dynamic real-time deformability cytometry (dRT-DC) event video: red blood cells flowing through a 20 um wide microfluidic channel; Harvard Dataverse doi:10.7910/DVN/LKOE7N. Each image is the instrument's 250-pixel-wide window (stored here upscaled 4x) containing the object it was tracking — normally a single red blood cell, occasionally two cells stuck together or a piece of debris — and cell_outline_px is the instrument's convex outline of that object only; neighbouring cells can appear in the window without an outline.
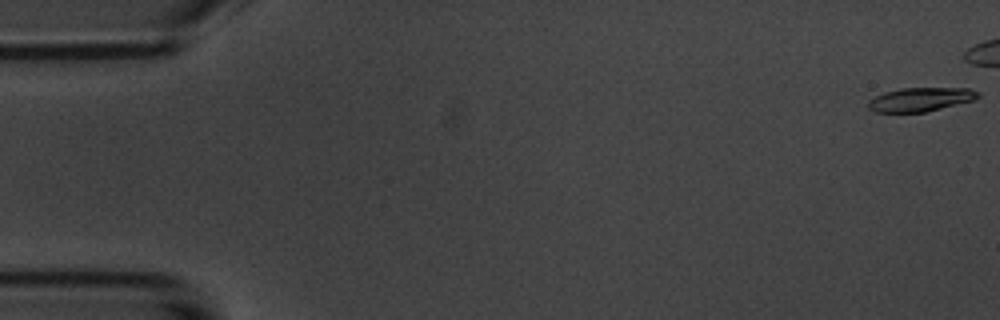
{"species": "common noctule bat (a hibernating species)", "species_latin": "Nyctalus noctula", "temperature_condition": "room temperature", "stored_images_in_passage": 6, "camera_frame_rate_fps": 3000, "um_per_image_px": 0.085, "animal": {"sex": "male", "body_mass_g": 20.1, "forearm_length_mm": 53.5}, "frame": {"image": 1, "passage_image": 1, "time_ms": 0.0, "image_size_px": [1000, 320], "cell_outline_px": [[980, 96], [976, 100], [924, 112], [876, 112], [868, 108], [868, 100], [884, 92], [900, 88], [968, 88], [980, 92]], "centroid_in_image_um": [78.27, 8.45], "position_along_channel_um": 6.7, "area_um2": 15.32}}